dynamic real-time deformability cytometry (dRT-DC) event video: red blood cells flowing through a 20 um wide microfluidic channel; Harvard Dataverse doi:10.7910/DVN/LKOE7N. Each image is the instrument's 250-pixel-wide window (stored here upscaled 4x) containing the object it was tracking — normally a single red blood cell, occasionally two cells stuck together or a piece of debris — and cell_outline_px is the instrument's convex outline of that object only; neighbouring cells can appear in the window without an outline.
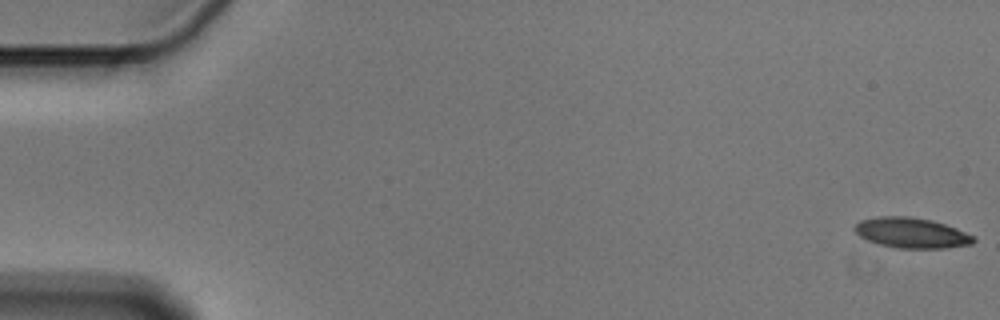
{"species": "Egyptian fruit bat (a non-hibernating species)", "species_latin": "Rousettus aegyptiacus", "temperature_condition": "cold", "stored_images_in_passage": 18, "camera_frame_rate_fps": 3000, "um_per_image_px": 0.085, "animal": {"sex": "male"}, "frame": {"image": 1, "passage_image": 1, "time_ms": 0.0, "image_size_px": [1000, 320], "cell_outline_px": [[976, 240], [972, 244], [944, 248], [896, 248], [880, 244], [868, 240], [860, 236], [852, 228], [860, 220], [876, 216], [908, 216], [932, 220], [956, 228], [976, 236]], "centroid_in_image_um": [77.48, 19.79], "position_along_channel_um": 7.5, "area_um2": 21.1}}
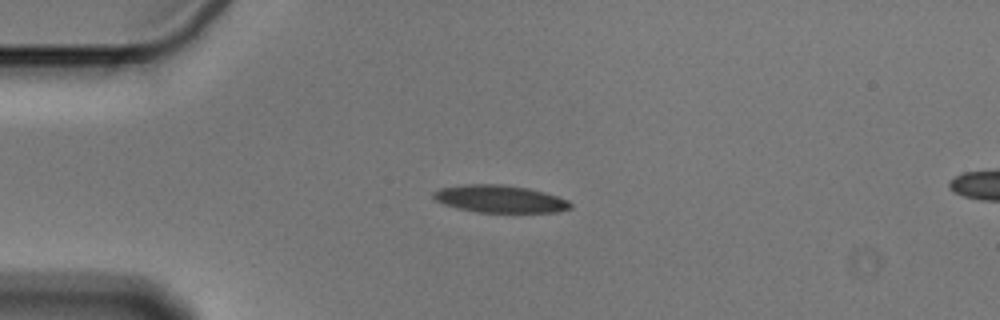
{"frame": {"image": 2, "passage_image": 14, "time_ms": 4.333, "image_size_px": [1000, 320], "cell_outline_px": [[572, 208], [556, 212], [476, 212], [456, 208], [444, 204], [436, 200], [432, 196], [432, 192], [440, 188], [464, 184], [504, 184], [528, 188], [544, 192], [568, 200], [572, 204]], "centroid_in_image_um": [42.47, 16.9], "position_along_channel_um": 42.5, "area_um2": 21.96}}